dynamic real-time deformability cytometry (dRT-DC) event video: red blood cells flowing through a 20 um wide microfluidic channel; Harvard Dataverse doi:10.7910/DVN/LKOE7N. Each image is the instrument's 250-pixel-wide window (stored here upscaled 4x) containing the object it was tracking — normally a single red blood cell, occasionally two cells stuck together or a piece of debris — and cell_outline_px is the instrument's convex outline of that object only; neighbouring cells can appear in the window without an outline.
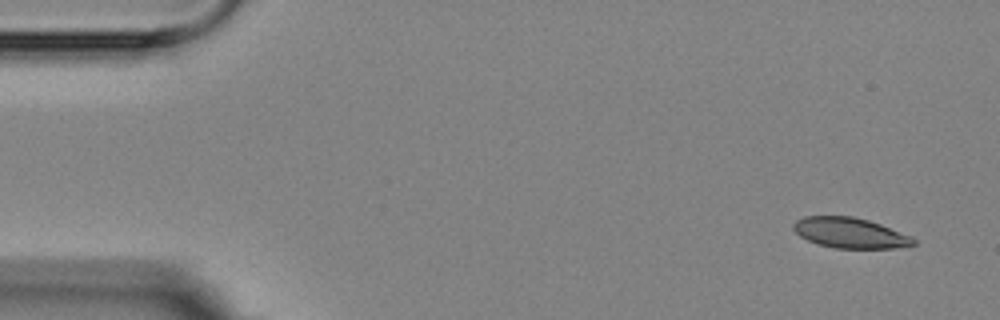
{"species": "Egyptian fruit bat (a non-hibernating species)", "species_latin": "Rousettus aegyptiacus", "temperature_condition": "room temperature", "stored_images_in_passage": 7, "camera_frame_rate_fps": 3000, "um_per_image_px": 0.085, "animal": {"sex": "female"}, "frame": {"image": 1, "passage_image": 1, "time_ms": 0.0, "image_size_px": [1000, 320], "cell_outline_px": [[916, 244], [896, 248], [836, 248], [816, 244], [800, 236], [792, 228], [792, 224], [796, 220], [804, 216], [852, 216], [868, 220], [880, 224], [912, 236], [916, 240]], "centroid_in_image_um": [72.24, 19.79], "position_along_channel_um": 12.8, "area_um2": 21.33}}
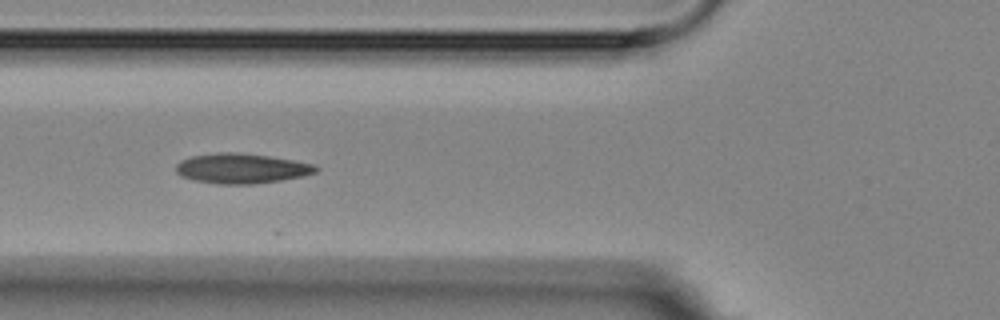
{"frame": {"image": 2, "passage_image": 6, "time_ms": 5.667, "image_size_px": [1000, 320], "cell_outline_px": [[320, 168], [316, 172], [300, 176], [280, 180], [252, 184], [216, 184], [192, 180], [180, 176], [176, 172], [176, 164], [180, 160], [192, 156], [216, 152], [236, 152], [268, 156], [292, 160], [312, 164]], "centroid_in_image_um": [20.46, 14.31], "position_along_channel_um": 105.3, "area_um2": 24.39}}